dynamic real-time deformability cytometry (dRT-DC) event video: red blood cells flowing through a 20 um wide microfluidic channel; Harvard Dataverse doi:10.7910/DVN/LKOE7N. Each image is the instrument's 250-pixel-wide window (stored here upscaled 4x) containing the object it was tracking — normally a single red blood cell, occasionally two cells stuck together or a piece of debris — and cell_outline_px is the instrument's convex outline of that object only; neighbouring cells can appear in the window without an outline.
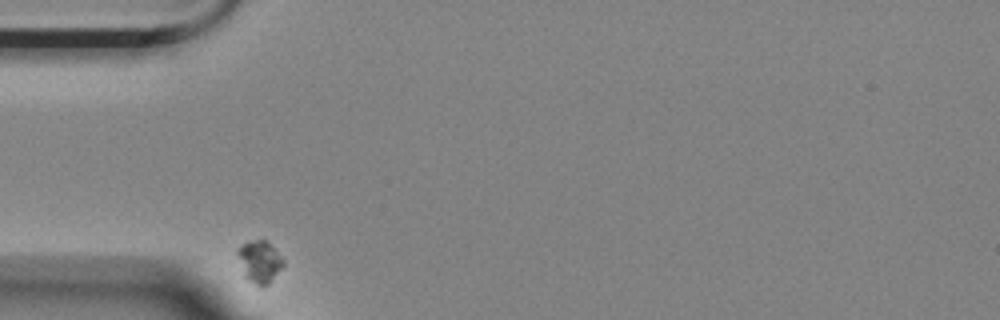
{"species": "Egyptian fruit bat (a non-hibernating species)", "species_latin": "Rousettus aegyptiacus", "temperature_condition": "room temperature", "stored_images_in_passage": 36, "camera_frame_rate_fps": 3000, "um_per_image_px": 0.085, "animal": {"sex": "female"}, "frame": {"image": 1, "passage_image": 1, "time_ms": 0.0, "image_size_px": [1000, 320], "cell_outline_px": [[284, 264], [268, 284], [260, 288], [248, 280], [244, 276], [236, 252], [236, 248], [248, 240], [264, 240], [284, 260]], "centroid_in_image_um": [22.01, 22.26], "position_along_channel_um": 63.0, "area_um2": 11.1}}
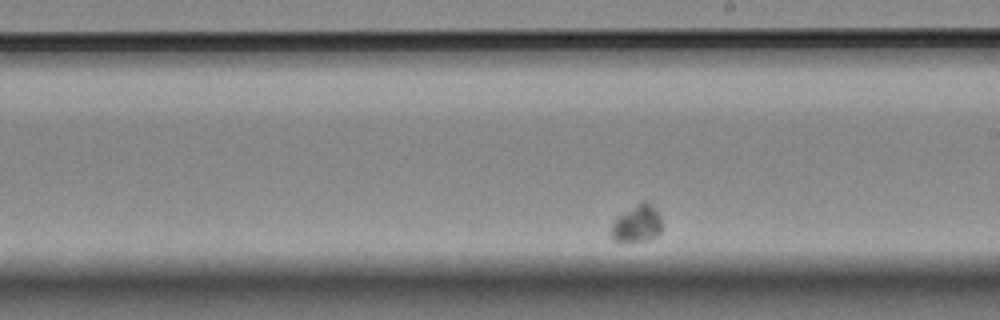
{"frame": {"image": 2, "passage_image": 21, "time_ms": 6.667, "image_size_px": [1000, 320], "cell_outline_px": [[660, 232], [652, 240], [612, 240], [608, 232], [616, 216], [636, 204], [644, 200], [656, 208], [660, 216]], "centroid_in_image_um": [54.1, 18.99], "position_along_channel_um": 234.9, "area_um2": 11.04}}
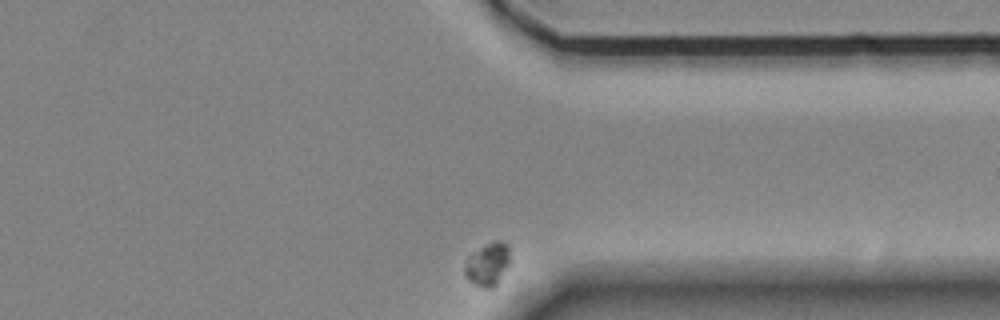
{"frame": {"image": 3, "passage_image": 36, "time_ms": 11.667, "image_size_px": [1000, 320], "cell_outline_px": [[512, 260], [496, 284], [492, 288], [484, 288], [468, 280], [464, 276], [464, 268], [468, 256], [472, 252], [484, 244], [492, 240], [500, 240], [508, 244]], "centroid_in_image_um": [41.47, 22.41], "position_along_channel_um": 369.9, "area_um2": 11.68}}